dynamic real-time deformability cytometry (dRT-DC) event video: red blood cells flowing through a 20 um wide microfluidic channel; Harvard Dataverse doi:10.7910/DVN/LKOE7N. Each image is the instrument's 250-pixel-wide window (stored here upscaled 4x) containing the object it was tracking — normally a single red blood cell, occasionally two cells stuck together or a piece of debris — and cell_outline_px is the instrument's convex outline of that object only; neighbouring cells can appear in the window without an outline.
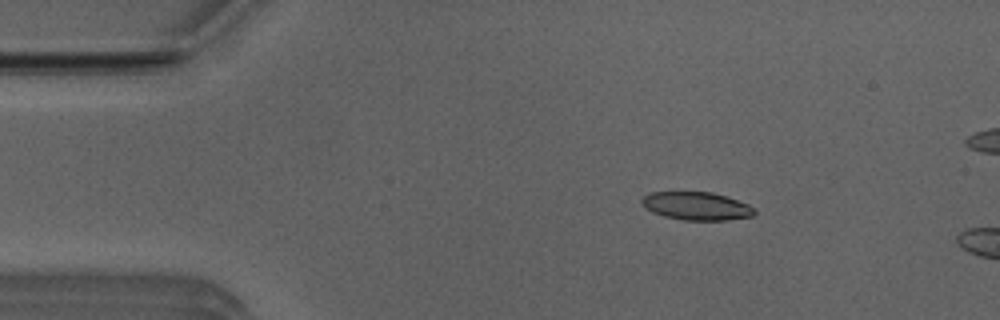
{"species": "Egyptian fruit bat (a non-hibernating species)", "species_latin": "Rousettus aegyptiacus", "temperature_condition": "room temperature", "stored_images_in_passage": 52, "camera_frame_rate_fps": 3000, "um_per_image_px": 0.085, "animal": {"sex": "male"}, "frame": {"image": 1, "passage_image": 8, "time_ms": 2.333, "image_size_px": [1000, 320], "cell_outline_px": [[756, 212], [752, 216], [728, 220], [684, 220], [664, 216], [652, 212], [644, 208], [640, 204], [640, 200], [648, 192], [712, 192], [748, 204], [756, 208]], "centroid_in_image_um": [59.17, 17.51], "position_along_channel_um": 25.8, "area_um2": 18.55}}
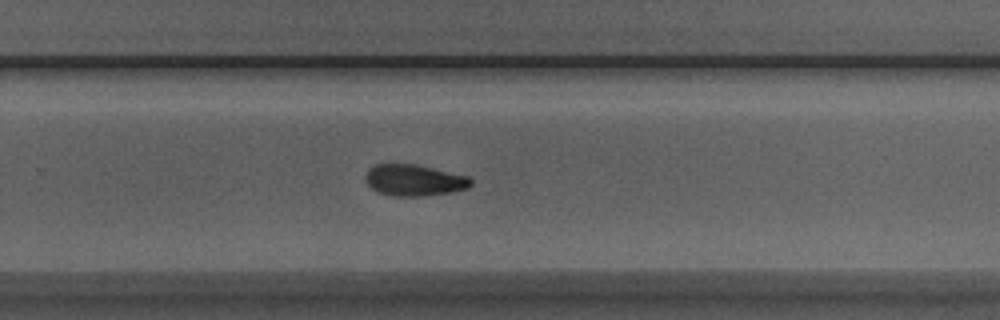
{"frame": {"image": 2, "passage_image": 33, "time_ms": 10.667, "image_size_px": [1000, 320], "cell_outline_px": [[472, 184], [468, 188], [452, 192], [420, 196], [392, 196], [380, 192], [372, 188], [364, 180], [364, 176], [368, 168], [376, 164], [412, 164], [432, 168], [468, 176], [472, 180]], "centroid_in_image_um": [35.18, 15.32], "position_along_channel_um": 294.6, "area_um2": 19.19}}
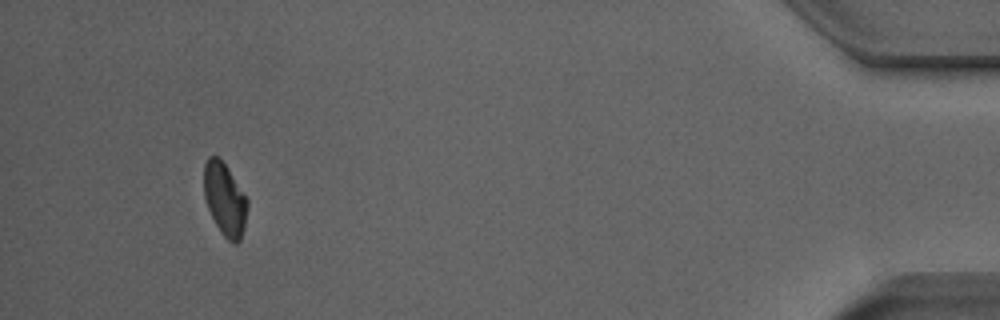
{"frame": {"image": 3, "passage_image": 48, "time_ms": 15.667, "image_size_px": [1000, 320], "cell_outline_px": [[248, 204], [244, 228], [240, 240], [236, 244], [232, 244], [224, 236], [216, 224], [208, 208], [204, 196], [204, 164], [208, 156], [216, 156], [228, 168], [248, 200]], "centroid_in_image_um": [19.11, 16.95], "position_along_channel_um": 416.1, "area_um2": 18.26}, "authors_computed_cell_mechanics": {"area_um2": 19.1896, "velocity_mm_per_s": 3.9476, "shape_relaxation_time_tau1_ms": 5.1098, "shape_relaxation_time_tau2_ms": null, "deformation_change_tau1": 0.1177, "deformation_change_tau2": null}}